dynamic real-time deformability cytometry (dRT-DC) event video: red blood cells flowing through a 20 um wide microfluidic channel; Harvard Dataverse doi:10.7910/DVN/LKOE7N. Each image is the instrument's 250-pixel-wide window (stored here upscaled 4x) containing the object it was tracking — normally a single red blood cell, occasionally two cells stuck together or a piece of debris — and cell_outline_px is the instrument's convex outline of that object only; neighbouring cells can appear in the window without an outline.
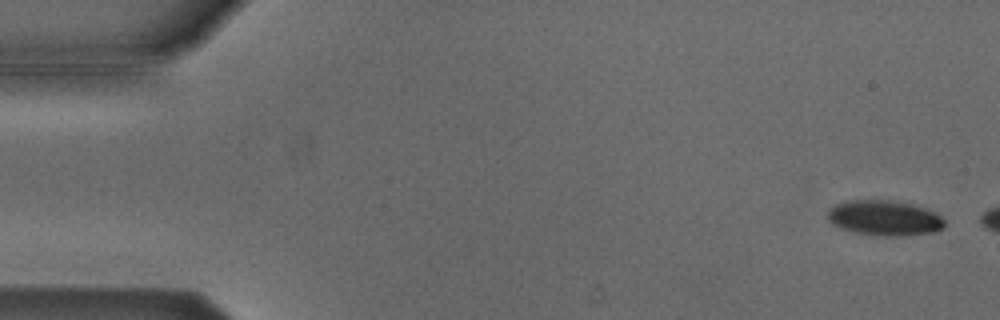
{"species": "Egyptian fruit bat (a non-hibernating species)", "species_latin": "Rousettus aegyptiacus", "temperature_condition": "cold", "stored_images_in_passage": 7, "camera_frame_rate_fps": 3000, "um_per_image_px": 0.085, "animal": {"sex": "male"}, "frame": {"image": 1, "passage_image": 2, "time_ms": 0.333, "image_size_px": [1000, 320], "cell_outline_px": [[944, 228], [932, 232], [896, 236], [884, 236], [856, 232], [832, 224], [828, 220], [828, 208], [836, 204], [852, 200], [888, 200], [912, 204], [924, 208], [940, 216], [944, 220]], "centroid_in_image_um": [75.16, 18.52], "position_along_channel_um": 9.8, "area_um2": 23.58}}